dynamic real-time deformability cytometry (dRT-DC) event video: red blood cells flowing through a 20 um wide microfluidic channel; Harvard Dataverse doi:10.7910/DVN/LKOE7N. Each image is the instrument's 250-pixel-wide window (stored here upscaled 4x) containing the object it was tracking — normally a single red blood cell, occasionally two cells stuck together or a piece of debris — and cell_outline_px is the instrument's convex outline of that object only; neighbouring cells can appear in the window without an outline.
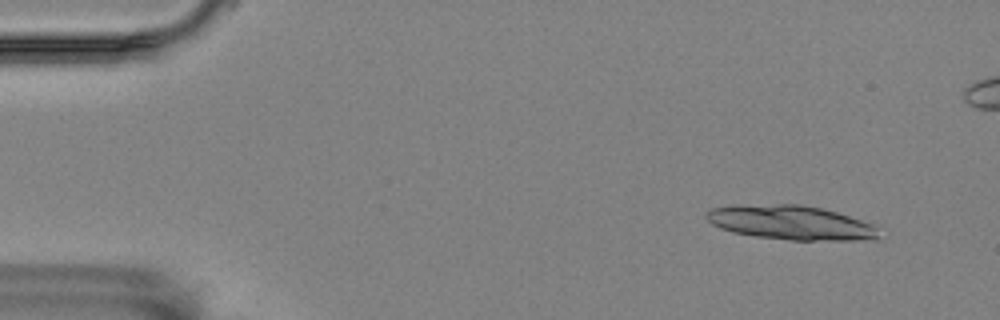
{"species": "Egyptian fruit bat (a non-hibernating species)", "species_latin": "Rousettus aegyptiacus", "temperature_condition": "room temperature", "stored_images_in_passage": 6, "camera_frame_rate_fps": 3000, "um_per_image_px": 0.085, "animal": {"sex": "female"}, "frame": {"image": 1, "passage_image": 2, "time_ms": 0.333, "image_size_px": [1000, 320], "cell_outline_px": [[880, 236], [876, 240], [792, 240], [756, 236], [732, 232], [720, 228], [712, 224], [704, 216], [712, 208], [732, 204], [800, 204], [820, 208], [836, 212], [872, 224], [876, 228]], "centroid_in_image_um": [67.19, 18.91], "position_along_channel_um": 17.8, "area_um2": 34.51}}